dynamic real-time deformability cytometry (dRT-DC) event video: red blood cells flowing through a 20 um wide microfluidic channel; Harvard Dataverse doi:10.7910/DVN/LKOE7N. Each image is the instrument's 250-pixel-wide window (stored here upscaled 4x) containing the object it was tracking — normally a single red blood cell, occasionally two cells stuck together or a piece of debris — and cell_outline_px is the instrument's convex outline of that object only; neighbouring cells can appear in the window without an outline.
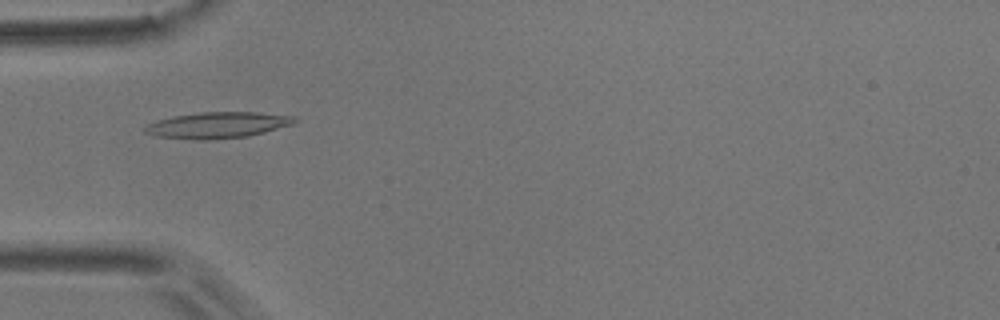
{"species": "common noctule bat (a hibernating species)", "species_latin": "Nyctalus noctula", "temperature_condition": "room temperature", "stored_images_in_passage": 54, "camera_frame_rate_fps": 3000, "um_per_image_px": 0.085, "animal": {"sex": "male", "body_mass_g": 17.9}, "frame": {"image": 1, "passage_image": 17, "time_ms": 5.333, "image_size_px": [1000, 320], "cell_outline_px": [[300, 120], [292, 124], [264, 132], [248, 136], [208, 140], [196, 140], [156, 136], [144, 132], [144, 128], [148, 124], [156, 120], [176, 116], [200, 112], [260, 112], [296, 116]], "centroid_in_image_um": [18.53, 10.63], "position_along_channel_um": 66.5, "area_um2": 22.83}}
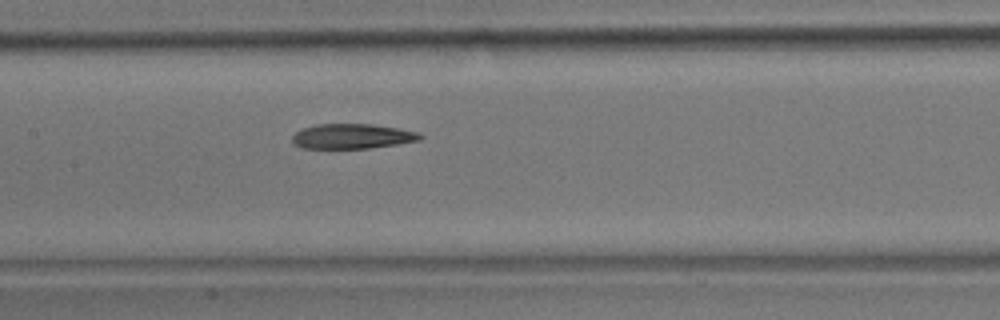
{"frame": {"image": 2, "passage_image": 26, "time_ms": 8.333, "image_size_px": [1000, 320], "cell_outline_px": [[424, 136], [420, 140], [372, 148], [300, 148], [292, 140], [292, 136], [296, 132], [304, 128], [316, 124], [372, 124], [420, 132]], "centroid_in_image_um": [29.96, 11.58], "position_along_channel_um": 177.4, "area_um2": 18.5}}
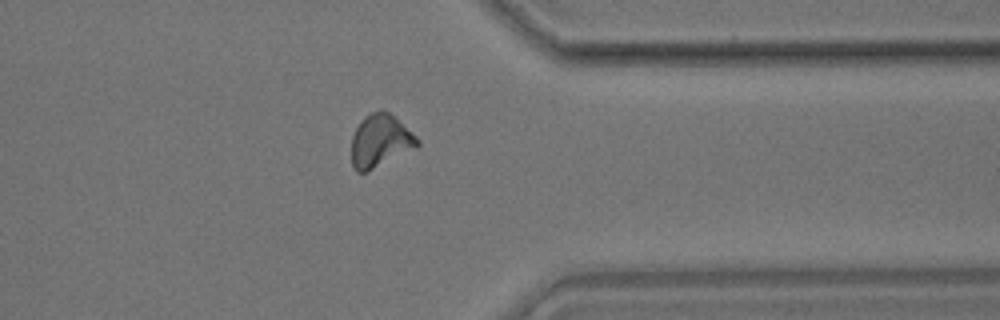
{"frame": {"image": 3, "passage_image": 43, "time_ms": 14.0, "image_size_px": [1000, 320], "cell_outline_px": [[420, 144], [416, 148], [368, 172], [356, 172], [352, 164], [352, 136], [360, 120], [364, 116], [380, 108], [384, 108], [416, 136], [420, 140]], "centroid_in_image_um": [32.31, 11.97], "position_along_channel_um": 379.1, "area_um2": 20.4}, "authors_computed_cell_mechanics": {"area_um2": 19.8543, "velocity_mm_per_s": 3.6937, "shape_relaxation_time_tau1_ms": null, "shape_relaxation_time_tau2_ms": 5.1513, "deformation_change_tau1": null, "deformation_change_tau2": 0.1446}}